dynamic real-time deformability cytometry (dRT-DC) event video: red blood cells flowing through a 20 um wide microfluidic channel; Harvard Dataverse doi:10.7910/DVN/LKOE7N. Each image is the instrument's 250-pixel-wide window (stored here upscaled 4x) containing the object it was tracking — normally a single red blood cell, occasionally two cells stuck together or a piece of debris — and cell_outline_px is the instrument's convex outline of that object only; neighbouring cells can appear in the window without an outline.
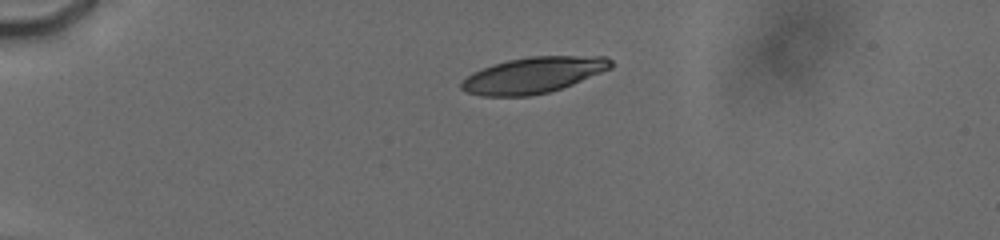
{"species": "human", "species_latin": "Homo sapiens", "temperature_condition": "cold", "stored_images_in_passage": 26, "camera_frame_rate_fps": 3000, "um_per_image_px": 0.085, "donor": {"sex": "male"}, "frame": {"image": 1, "passage_image": 11, "time_ms": 1.333, "image_size_px": [1000, 240], "cell_outline_px": [[612, 68], [572, 84], [548, 92], [528, 96], [480, 96], [464, 92], [460, 88], [460, 84], [472, 72], [492, 64], [508, 60], [528, 56], [608, 56], [612, 60]], "centroid_in_image_um": [45.31, 6.38], "position_along_channel_um": 39.7, "area_um2": 31.39}}